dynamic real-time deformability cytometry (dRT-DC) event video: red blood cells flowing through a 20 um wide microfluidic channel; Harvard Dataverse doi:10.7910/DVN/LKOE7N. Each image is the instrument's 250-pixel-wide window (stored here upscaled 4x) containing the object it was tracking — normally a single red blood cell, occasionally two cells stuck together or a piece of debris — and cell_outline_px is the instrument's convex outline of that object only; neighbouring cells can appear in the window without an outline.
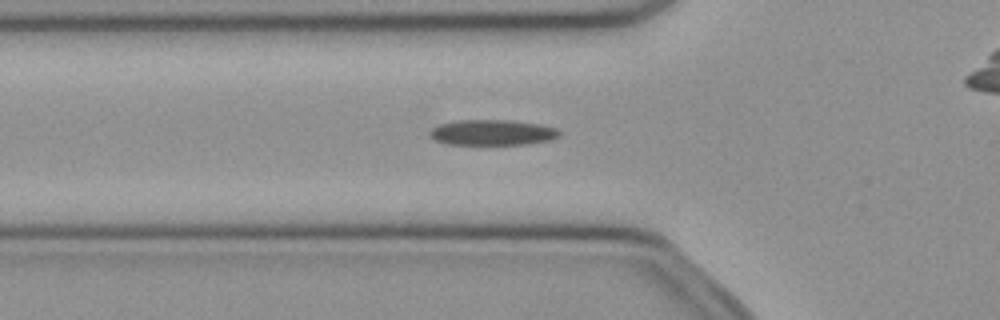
{"species": "common noctule bat (a hibernating species)", "species_latin": "Nyctalus noctula", "temperature_condition": "cold", "stored_images_in_passage": 53, "camera_frame_rate_fps": 3000, "um_per_image_px": 0.085, "animal": {"sex": "female", "body_mass_g": 21.9}, "frame": {"image": 1, "passage_image": 18, "time_ms": 5.667, "image_size_px": [1000, 320], "cell_outline_px": [[560, 136], [552, 140], [528, 144], [448, 144], [436, 140], [428, 136], [428, 132], [432, 128], [440, 124], [456, 120], [512, 120], [540, 124], [556, 128], [560, 132]], "centroid_in_image_um": [41.86, 11.26], "position_along_channel_um": 83.9, "area_um2": 19.42}}
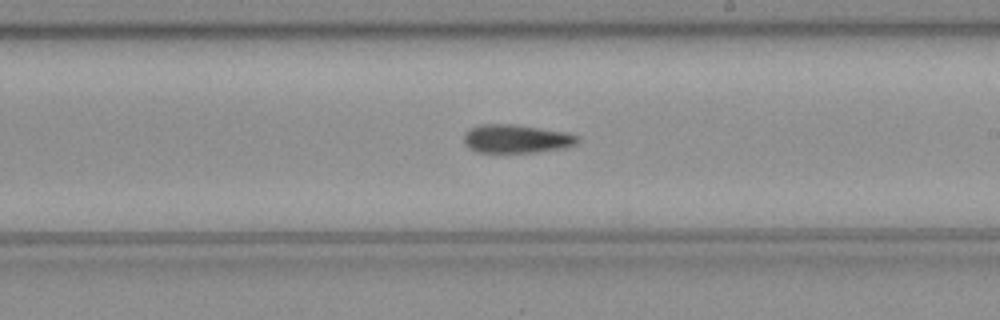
{"frame": {"image": 2, "passage_image": 30, "time_ms": 9.667, "image_size_px": [1000, 320], "cell_outline_px": [[580, 140], [576, 144], [564, 148], [536, 152], [476, 152], [468, 148], [464, 144], [464, 132], [480, 124], [512, 124], [568, 132], [580, 136]], "centroid_in_image_um": [43.9, 11.8], "position_along_channel_um": 245.1, "area_um2": 19.02}}
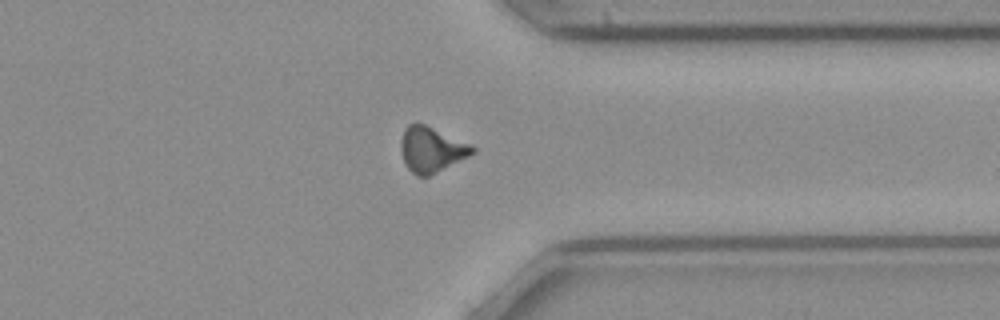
{"frame": {"image": 3, "passage_image": 40, "time_ms": 13.0, "image_size_px": [1000, 320], "cell_outline_px": [[476, 152], [428, 176], [416, 176], [408, 168], [404, 160], [400, 148], [400, 140], [404, 128], [408, 124], [424, 124], [472, 144], [476, 148]], "centroid_in_image_um": [36.67, 12.69], "position_along_channel_um": 374.7, "area_um2": 18.73}}